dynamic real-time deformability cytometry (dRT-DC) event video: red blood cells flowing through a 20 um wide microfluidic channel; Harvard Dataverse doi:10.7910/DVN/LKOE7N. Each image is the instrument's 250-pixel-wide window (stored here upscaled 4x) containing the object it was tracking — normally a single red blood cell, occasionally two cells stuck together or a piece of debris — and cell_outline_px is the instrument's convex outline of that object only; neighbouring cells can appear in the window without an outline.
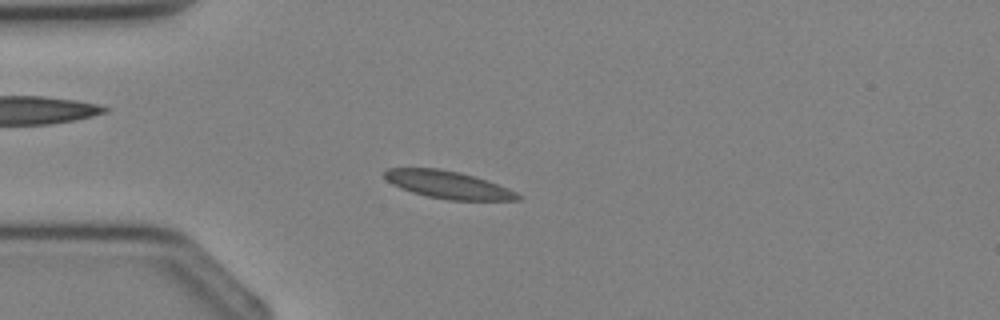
{"species": "Egyptian fruit bat (a non-hibernating species)", "species_latin": "Rousettus aegyptiacus", "temperature_condition": "cold", "stored_images_in_passage": 2, "camera_frame_rate_fps": 3000, "um_per_image_px": 0.085, "animal": {"sex": "female"}, "frame": {"image": 1, "passage_image": 2, "time_ms": 1.333, "image_size_px": [1000, 320], "cell_outline_px": [[524, 196], [520, 200], [448, 200], [428, 196], [412, 192], [400, 188], [392, 184], [384, 176], [384, 172], [388, 168], [440, 168], [460, 172], [488, 180], [508, 188]], "centroid_in_image_um": [38.12, 15.7], "position_along_channel_um": 46.9, "area_um2": 21.44}}